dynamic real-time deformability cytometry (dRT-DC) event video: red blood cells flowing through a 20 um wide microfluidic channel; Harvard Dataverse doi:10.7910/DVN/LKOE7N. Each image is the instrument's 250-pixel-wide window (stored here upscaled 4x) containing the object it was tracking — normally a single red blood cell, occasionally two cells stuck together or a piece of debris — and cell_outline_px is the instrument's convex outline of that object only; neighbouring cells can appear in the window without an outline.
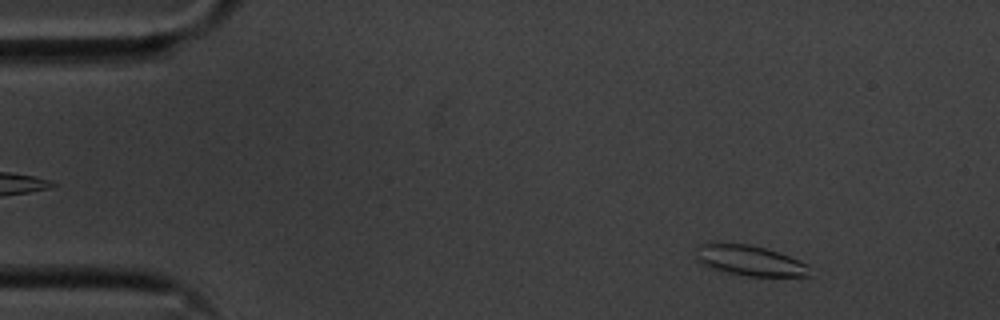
{"species": "common noctule bat (a hibernating species)", "species_latin": "Nyctalus noctula", "temperature_condition": "cold", "stored_images_in_passage": 58, "segment_of_instrument_passage": [1, 2], "camera_frame_rate_fps": 3000, "um_per_image_px": 0.085, "animal": {"sex": "male", "body_mass_g": 20.1, "forearm_length_mm": 53.5}, "frame": {"image": 1, "passage_image": 7, "time_ms": 2.0, "image_size_px": [1000, 320], "cell_outline_px": [[812, 276], [748, 276], [708, 268], [700, 264], [696, 260], [696, 248], [700, 244], [712, 240], [720, 240], [748, 244], [764, 248], [788, 256], [808, 264]], "centroid_in_image_um": [63.62, 22.1], "position_along_channel_um": 21.4, "area_um2": 20.75}}
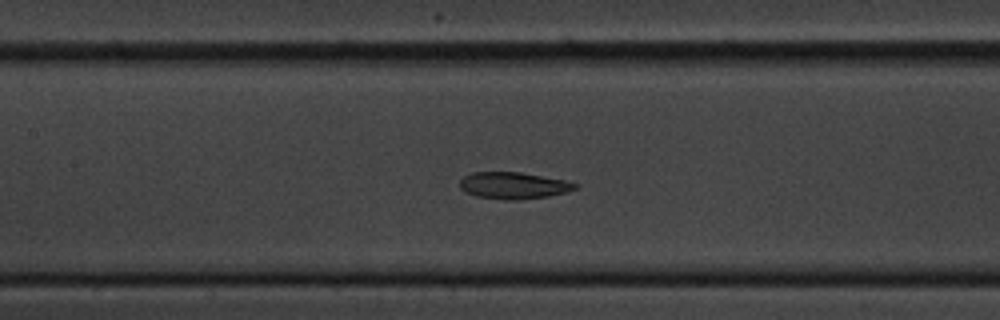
{"frame": {"image": 2, "passage_image": 26, "time_ms": 8.333, "image_size_px": [1000, 320], "cell_outline_px": [[580, 188], [568, 192], [548, 196], [516, 200], [508, 200], [476, 196], [464, 192], [460, 188], [460, 180], [464, 176], [472, 172], [520, 172], [564, 180], [580, 184]], "centroid_in_image_um": [43.67, 15.77], "position_along_channel_um": 163.7, "area_um2": 18.09}}
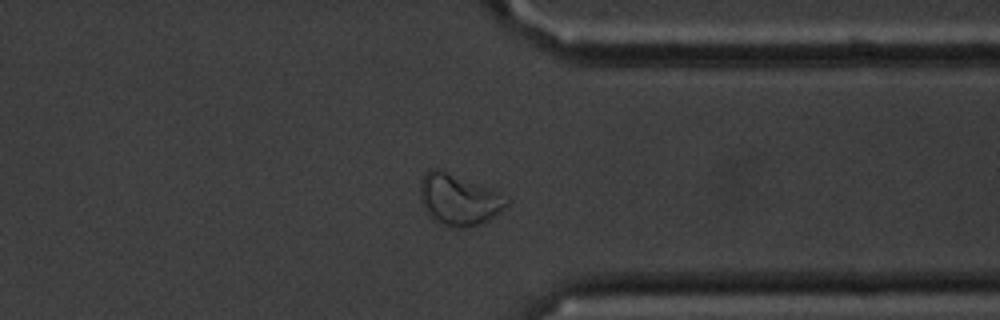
{"frame": {"image": 3, "passage_image": 44, "time_ms": 14.333, "image_size_px": [1000, 320], "cell_outline_px": [[508, 204], [504, 208], [488, 220], [480, 224], [468, 228], [456, 228], [440, 224], [432, 220], [424, 208], [420, 200], [420, 180], [428, 168], [436, 168], [500, 192], [508, 200]], "centroid_in_image_um": [38.95, 16.99], "position_along_channel_um": 372.5, "area_um2": 25.78}}